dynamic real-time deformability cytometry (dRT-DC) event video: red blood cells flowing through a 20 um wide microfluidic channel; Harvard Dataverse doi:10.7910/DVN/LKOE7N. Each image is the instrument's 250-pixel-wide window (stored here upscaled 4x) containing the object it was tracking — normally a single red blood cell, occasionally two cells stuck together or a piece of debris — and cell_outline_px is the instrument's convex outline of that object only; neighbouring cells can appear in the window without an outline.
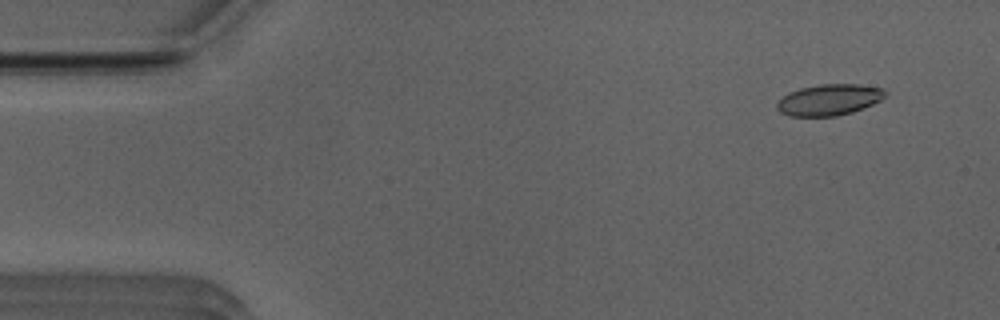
{"species": "Egyptian fruit bat (a non-hibernating species)", "species_latin": "Rousettus aegyptiacus", "temperature_condition": "room temperature", "stored_images_in_passage": 49, "camera_frame_rate_fps": 3000, "um_per_image_px": 0.085, "animal": {"sex": "male"}, "frame": {"image": 1, "passage_image": 3, "time_ms": 0.667, "image_size_px": [1000, 320], "cell_outline_px": [[888, 92], [880, 100], [872, 104], [852, 112], [836, 116], [788, 116], [780, 112], [776, 108], [776, 104], [788, 92], [800, 88], [820, 84], [856, 84], [884, 88]], "centroid_in_image_um": [70.47, 8.48], "position_along_channel_um": 14.5, "area_um2": 19.65}}
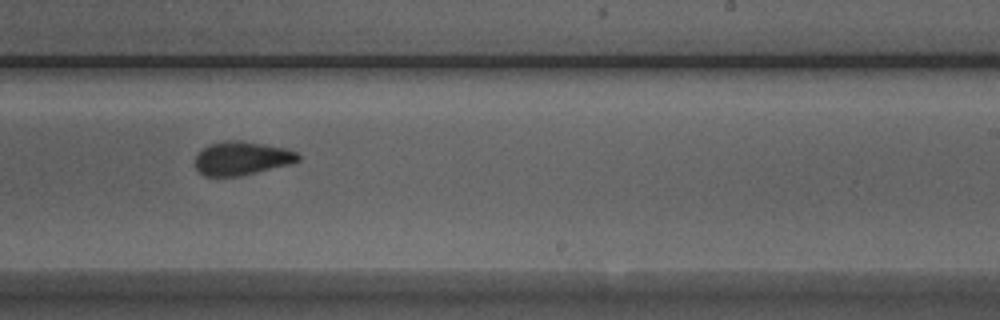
{"frame": {"image": 2, "passage_image": 30, "time_ms": 9.667, "image_size_px": [1000, 320], "cell_outline_px": [[300, 160], [292, 164], [240, 176], [204, 176], [196, 168], [196, 156], [208, 144], [224, 140], [240, 140], [284, 148], [296, 152], [300, 156]], "centroid_in_image_um": [20.56, 13.45], "position_along_channel_um": 268.4, "area_um2": 20.11}}
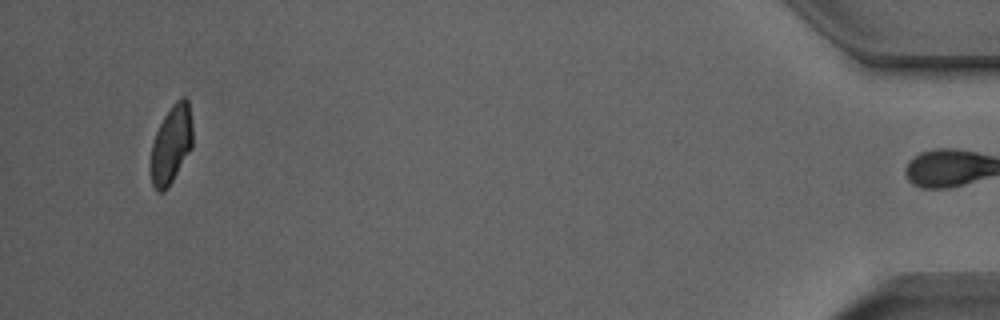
{"frame": {"image": 3, "passage_image": 48, "time_ms": 15.667, "image_size_px": [1000, 320], "cell_outline_px": [[192, 148], [168, 188], [164, 192], [156, 192], [152, 184], [152, 144], [156, 132], [164, 116], [172, 104], [180, 96], [184, 96], [188, 100], [192, 124]], "centroid_in_image_um": [14.58, 12.26], "position_along_channel_um": 420.6, "area_um2": 19.02}, "authors_computed_cell_mechanics": {"area_um2": 20.4612, "velocity_mm_per_s": 3.9553, "shape_relaxation_time_tau1_ms": 3.0567, "shape_relaxation_time_tau2_ms": 2.523, "deformation_change_tau1": 0.1181, "deformation_change_tau2": 0.0755}}